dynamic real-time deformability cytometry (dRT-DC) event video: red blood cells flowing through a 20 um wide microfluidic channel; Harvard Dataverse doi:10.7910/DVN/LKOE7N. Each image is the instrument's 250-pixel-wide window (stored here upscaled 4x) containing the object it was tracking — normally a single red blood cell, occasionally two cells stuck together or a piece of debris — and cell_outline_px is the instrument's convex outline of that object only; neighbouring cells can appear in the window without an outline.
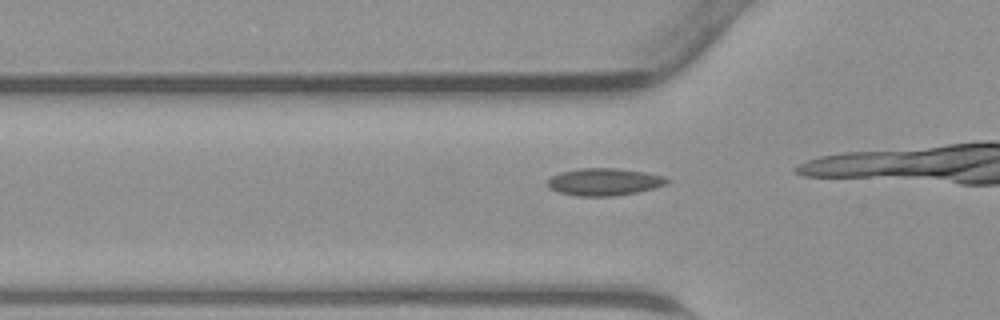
{"species": "common noctule bat (a hibernating species)", "species_latin": "Nyctalus noctula", "temperature_condition": "warm", "stored_images_in_passage": 5, "camera_frame_rate_fps": 3000, "um_per_image_px": 0.085, "animal": {"sex": "male", "body_mass_g": 23.1, "forearm_length_mm": 52.7}, "frame": {"image": 1, "passage_image": 3, "time_ms": 0.667, "image_size_px": [1000, 320], "cell_outline_px": [[668, 184], [656, 188], [640, 192], [616, 196], [576, 196], [560, 192], [548, 188], [548, 180], [552, 176], [560, 172], [580, 168], [616, 168], [644, 172], [664, 176], [668, 180]], "centroid_in_image_um": [51.38, 15.47], "position_along_channel_um": 74.4, "area_um2": 19.13}}